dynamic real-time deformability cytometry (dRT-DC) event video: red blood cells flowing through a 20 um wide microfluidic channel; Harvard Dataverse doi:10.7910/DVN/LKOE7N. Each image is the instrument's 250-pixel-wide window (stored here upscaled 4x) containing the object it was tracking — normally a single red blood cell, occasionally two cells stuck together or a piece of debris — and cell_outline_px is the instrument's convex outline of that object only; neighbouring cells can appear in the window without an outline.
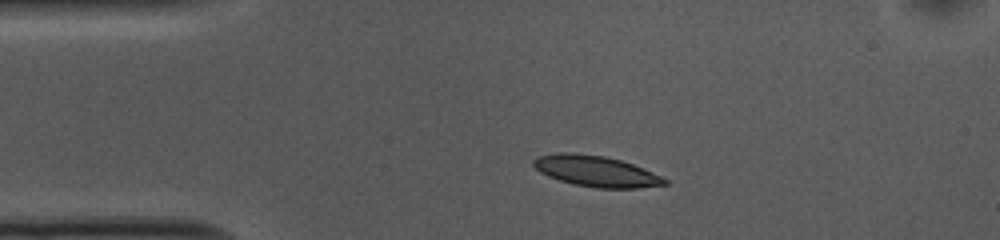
{"species": "common noctule bat (a hibernating species)", "species_latin": "Nyctalus noctula", "temperature_condition": "cold", "stored_images_in_passage": 44, "camera_frame_rate_fps": 3000, "um_per_image_px": 0.085, "animal": {"sex": "female", "body_mass_g": 10.0, "forearm_length_mm": 53.1}, "frame": {"image": 1, "passage_image": 1, "time_ms": 0.0, "image_size_px": [1000, 240], "cell_outline_px": [[668, 184], [640, 188], [596, 188], [576, 184], [560, 180], [548, 176], [540, 172], [532, 164], [532, 160], [540, 156], [560, 152], [568, 152], [604, 156], [620, 160], [632, 164], [652, 172], [668, 180]], "centroid_in_image_um": [50.66, 14.55], "position_along_channel_um": 34.3, "area_um2": 23.35}}
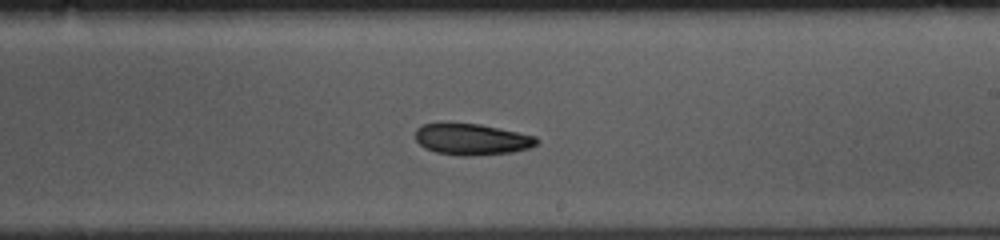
{"frame": {"image": 2, "passage_image": 21, "time_ms": 6.667, "image_size_px": [1000, 240], "cell_outline_px": [[540, 140], [536, 144], [528, 148], [512, 152], [468, 156], [460, 156], [436, 152], [424, 148], [416, 140], [416, 128], [424, 124], [480, 124], [500, 128], [536, 136]], "centroid_in_image_um": [40.12, 11.85], "position_along_channel_um": 248.9, "area_um2": 21.91}}
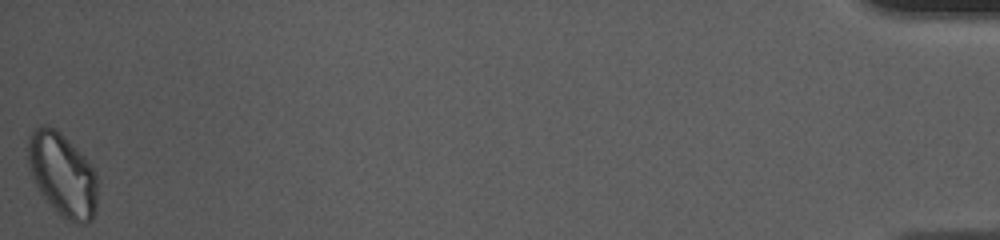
{"frame": {"image": 3, "passage_image": 44, "time_ms": 14.333, "image_size_px": [1000, 240], "cell_outline_px": [[96, 208], [92, 220], [88, 224], [76, 224], [60, 216], [44, 196], [36, 184], [28, 164], [28, 136], [40, 124], [48, 124], [56, 128], [88, 160], [96, 172]], "centroid_in_image_um": [5.32, 14.84], "position_along_channel_um": 429.9, "area_um2": 33.7}, "authors_computed_cell_mechanics": {"area_um2": 23.2067, "velocity_mm_per_s": 3.6736, "shape_relaxation_time_tau1_ms": 3.3532, "shape_relaxation_time_tau2_ms": 4.5648, "deformation_change_tau1": 0.0917, "deformation_change_tau2": 0.089}}